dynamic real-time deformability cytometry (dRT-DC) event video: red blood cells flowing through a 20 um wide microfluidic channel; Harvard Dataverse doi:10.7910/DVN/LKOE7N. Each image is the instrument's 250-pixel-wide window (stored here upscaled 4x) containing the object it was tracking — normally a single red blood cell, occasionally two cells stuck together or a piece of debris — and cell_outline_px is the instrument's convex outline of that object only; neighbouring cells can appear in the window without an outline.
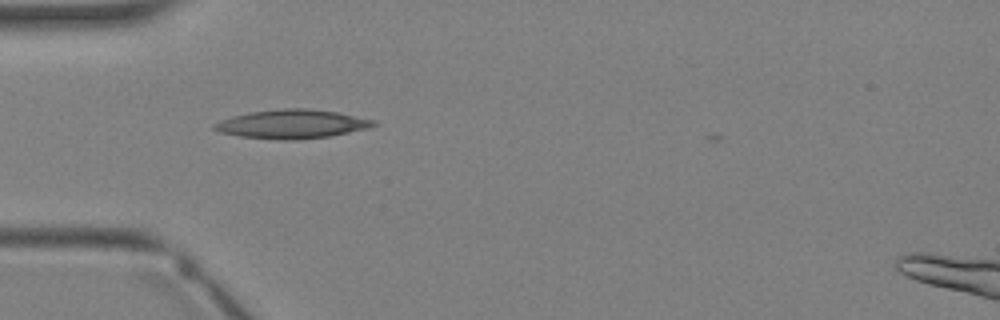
{"species": "Egyptian fruit bat (a non-hibernating species)", "species_latin": "Rousettus aegyptiacus", "temperature_condition": "warm", "stored_images_in_passage": 3, "camera_frame_rate_fps": 3000, "um_per_image_px": 0.085, "animal": {"sex": "female"}, "frame": {"image": 1, "passage_image": 3, "time_ms": 2.667, "image_size_px": [1000, 320], "cell_outline_px": [[380, 124], [368, 128], [328, 136], [296, 140], [284, 140], [240, 136], [220, 132], [212, 128], [212, 124], [220, 120], [232, 116], [248, 112], [284, 108], [308, 108], [336, 112], [376, 120]], "centroid_in_image_um": [24.81, 10.53], "position_along_channel_um": 60.2, "area_um2": 26.76}}